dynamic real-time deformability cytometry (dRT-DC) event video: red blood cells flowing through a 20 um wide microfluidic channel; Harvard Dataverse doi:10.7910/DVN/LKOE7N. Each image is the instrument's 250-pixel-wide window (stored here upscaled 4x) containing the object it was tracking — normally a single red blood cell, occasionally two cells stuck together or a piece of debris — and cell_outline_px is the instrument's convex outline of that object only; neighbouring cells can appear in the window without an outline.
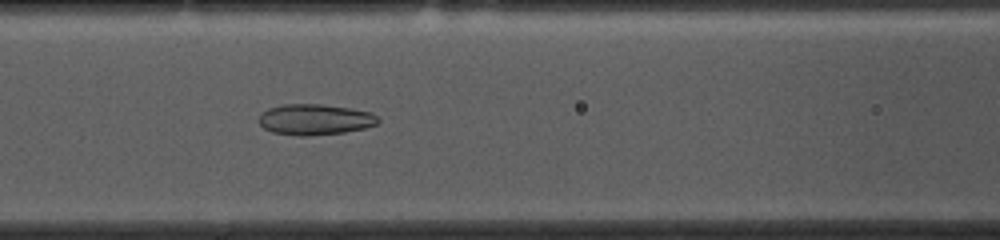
{"species": "common noctule bat (a hibernating species)", "species_latin": "Nyctalus noctula", "temperature_condition": "cold", "stored_images_in_passage": 49, "camera_frame_rate_fps": 3000, "um_per_image_px": 0.085, "animal": {"sex": "female", "body_mass_g": 10.0, "forearm_length_mm": 53.1}, "frame": {"image": 1, "passage_image": 17, "time_ms": 5.333, "image_size_px": [1000, 240], "cell_outline_px": [[380, 120], [376, 124], [364, 128], [344, 132], [304, 136], [300, 136], [272, 132], [264, 128], [256, 120], [268, 108], [284, 104], [320, 104], [352, 108], [368, 112], [376, 116]], "centroid_in_image_um": [26.74, 10.15], "position_along_channel_um": 139.9, "area_um2": 21.27}}
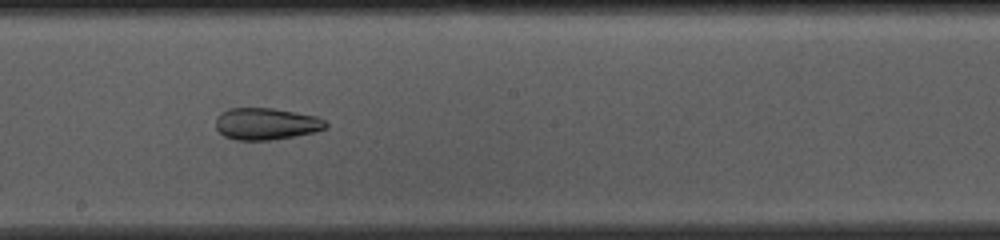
{"frame": {"image": 2, "passage_image": 24, "time_ms": 7.667, "image_size_px": [1000, 240], "cell_outline_px": [[328, 128], [316, 132], [272, 140], [236, 140], [224, 136], [216, 128], [216, 116], [220, 112], [228, 108], [272, 108], [320, 116], [328, 124]], "centroid_in_image_um": [22.65, 10.52], "position_along_channel_um": 225.5, "area_um2": 20.75}}
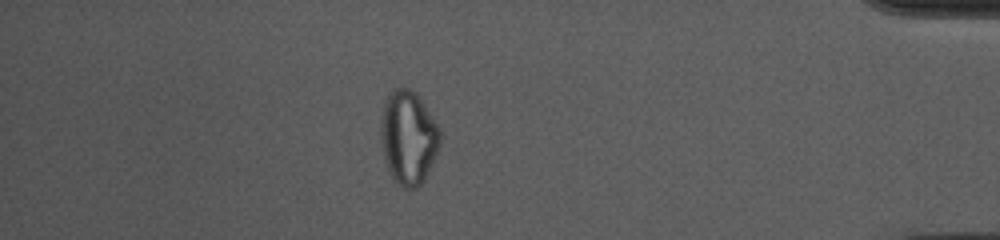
{"frame": {"image": 3, "passage_image": 42, "time_ms": 13.667, "image_size_px": [1000, 240], "cell_outline_px": [[440, 144], [428, 172], [424, 180], [416, 188], [404, 188], [392, 176], [388, 168], [384, 156], [380, 136], [380, 120], [384, 100], [388, 92], [392, 88], [408, 88], [416, 92], [440, 128]], "centroid_in_image_um": [34.69, 11.63], "position_along_channel_um": 400.5, "area_um2": 32.37}, "authors_computed_cell_mechanics": {"area_um2": 24.6806, "velocity_mm_per_s": 3.6787, "shape_relaxation_time_tau1_ms": null, "shape_relaxation_time_tau2_ms": 1.7163, "deformation_change_tau1": null, "deformation_change_tau2": 0.0695}}